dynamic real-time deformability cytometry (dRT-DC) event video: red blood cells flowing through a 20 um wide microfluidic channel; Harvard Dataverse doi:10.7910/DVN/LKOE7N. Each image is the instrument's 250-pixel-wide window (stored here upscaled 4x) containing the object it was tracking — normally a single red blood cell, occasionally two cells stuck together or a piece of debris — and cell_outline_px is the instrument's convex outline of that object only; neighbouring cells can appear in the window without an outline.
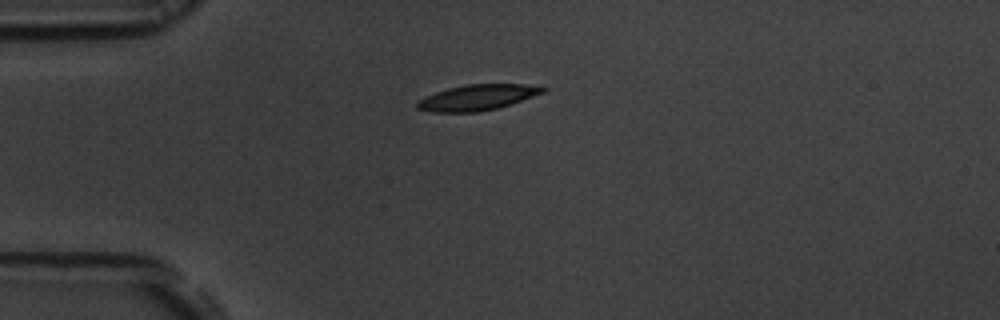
{"species": "common noctule bat (a hibernating species)", "species_latin": "Nyctalus noctula", "temperature_condition": "room temperature", "stored_images_in_passage": 42, "camera_frame_rate_fps": 3000, "um_per_image_px": 0.085, "animal": {"sex": "male", "body_mass_g": 19.5, "forearm_length_mm": 54.6}, "frame": {"image": 1, "passage_image": 1, "time_ms": 0.0, "image_size_px": [1000, 320], "cell_outline_px": [[548, 88], [544, 92], [496, 108], [480, 112], [432, 112], [416, 108], [416, 104], [420, 100], [436, 92], [448, 88], [464, 84], [544, 84]], "centroid_in_image_um": [40.63, 8.26], "position_along_channel_um": 44.4, "area_um2": 18.73}}
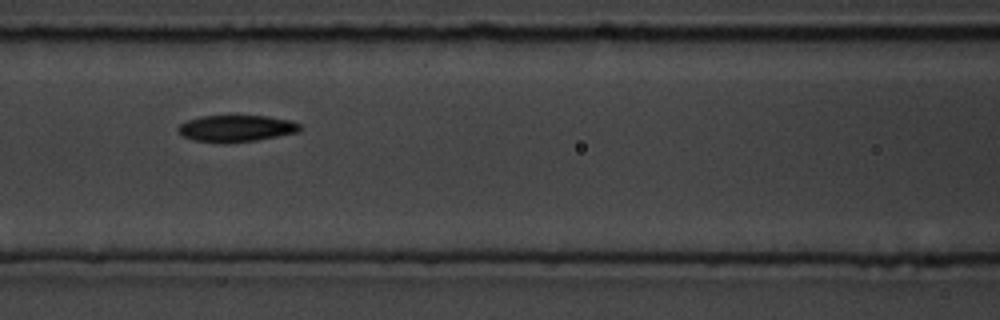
{"frame": {"image": 2, "passage_image": 11, "time_ms": 3.333, "image_size_px": [1000, 320], "cell_outline_px": [[300, 132], [256, 140], [228, 144], [224, 144], [192, 140], [176, 132], [176, 128], [180, 124], [188, 120], [200, 116], [268, 116], [292, 120], [300, 124]], "centroid_in_image_um": [20.06, 10.93], "position_along_channel_um": 146.5, "area_um2": 19.25}}
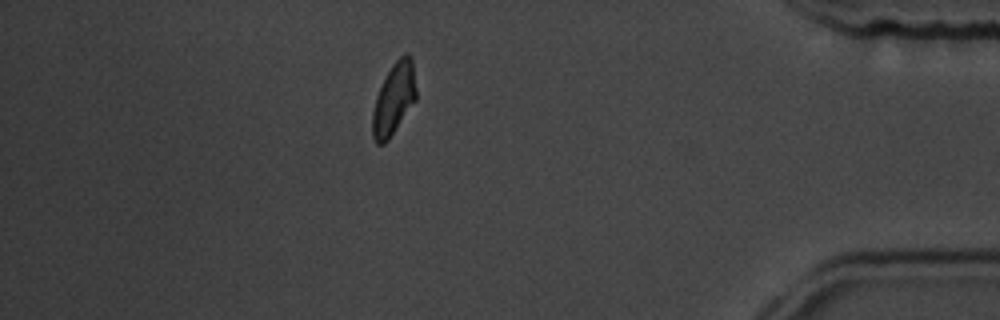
{"frame": {"image": 3, "passage_image": 35, "time_ms": 11.333, "image_size_px": [1000, 320], "cell_outline_px": [[416, 100], [388, 140], [384, 144], [376, 144], [372, 136], [372, 112], [376, 96], [392, 64], [404, 52], [408, 52], [412, 56], [416, 88]], "centroid_in_image_um": [33.48, 8.39], "position_along_channel_um": 401.7, "area_um2": 18.32}, "authors_computed_cell_mechanics": {"area_um2": 19.0162, "velocity_mm_per_s": 3.6963, "shape_relaxation_time_tau1_ms": 2.5228, "shape_relaxation_time_tau2_ms": 6.8985, "deformation_change_tau1": 0.1203, "deformation_change_tau2": 0.1234}}